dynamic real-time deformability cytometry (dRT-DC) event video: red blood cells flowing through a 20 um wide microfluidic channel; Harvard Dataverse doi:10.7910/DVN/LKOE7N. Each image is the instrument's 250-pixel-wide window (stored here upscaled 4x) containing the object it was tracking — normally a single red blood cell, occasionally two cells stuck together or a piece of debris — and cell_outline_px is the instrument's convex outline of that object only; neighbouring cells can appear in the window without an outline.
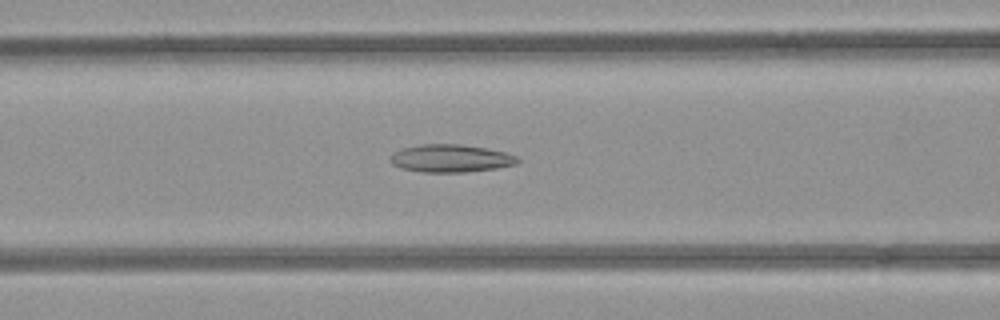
{"species": "common noctule bat (a hibernating species)", "species_latin": "Nyctalus noctula", "temperature_condition": "room temperature", "stored_images_in_passage": 48, "camera_frame_rate_fps": 3000, "um_per_image_px": 0.085, "animal": {"sex": "female", "body_mass_g": 21.9}, "frame": {"image": 1, "passage_image": 18, "time_ms": 5.667, "image_size_px": [1000, 320], "cell_outline_px": [[520, 160], [516, 164], [496, 168], [464, 172], [420, 172], [404, 168], [392, 164], [392, 156], [396, 152], [404, 148], [420, 144], [460, 144], [484, 148], [504, 152], [516, 156]], "centroid_in_image_um": [38.34, 13.46], "position_along_channel_um": 128.3, "area_um2": 20.17}}
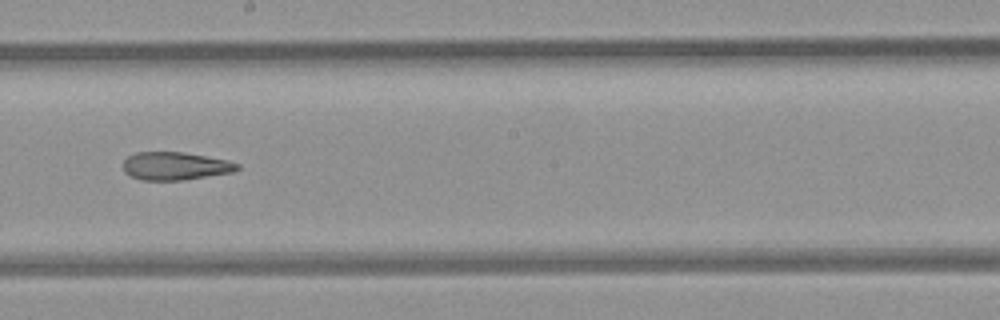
{"frame": {"image": 2, "passage_image": 26, "time_ms": 8.333, "image_size_px": [1000, 320], "cell_outline_px": [[240, 168], [236, 172], [184, 180], [140, 180], [124, 172], [124, 160], [128, 156], [136, 152], [184, 152], [228, 160], [240, 164]], "centroid_in_image_um": [14.94, 14.11], "position_along_channel_um": 233.3, "area_um2": 18.79}}
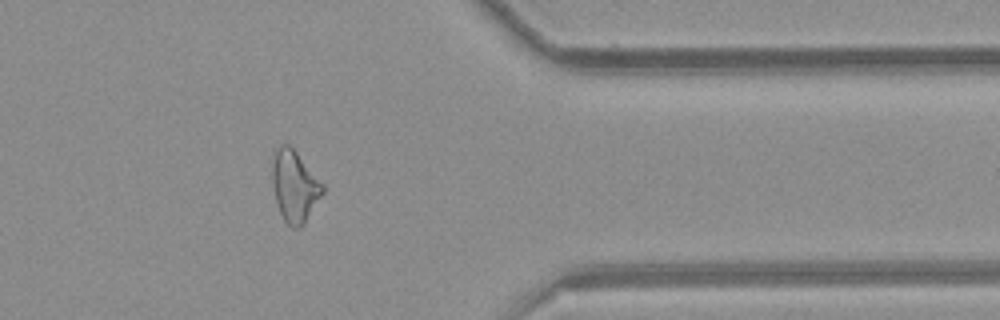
{"frame": {"image": 3, "passage_image": 39, "time_ms": 12.667, "image_size_px": [1000, 320], "cell_outline_px": [[324, 192], [304, 224], [300, 228], [292, 228], [284, 220], [280, 212], [276, 200], [272, 184], [272, 164], [276, 152], [280, 144], [288, 144], [296, 152], [324, 184]], "centroid_in_image_um": [25.05, 15.85], "position_along_channel_um": 386.3, "area_um2": 20.75}}